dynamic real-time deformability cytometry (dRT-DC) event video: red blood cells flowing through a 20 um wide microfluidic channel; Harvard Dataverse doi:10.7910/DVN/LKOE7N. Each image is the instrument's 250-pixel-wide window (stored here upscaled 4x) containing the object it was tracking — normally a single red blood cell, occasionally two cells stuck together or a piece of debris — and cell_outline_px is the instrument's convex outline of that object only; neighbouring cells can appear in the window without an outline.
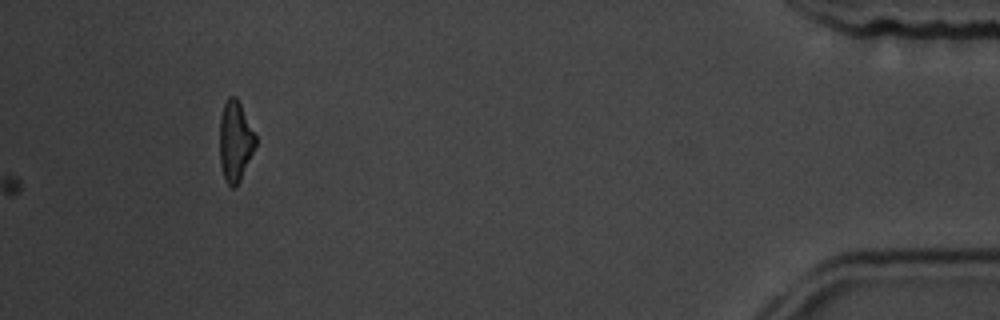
{"species": "common noctule bat (a hibernating species)", "species_latin": "Nyctalus noctula", "temperature_condition": "room temperature", "stored_images_in_passage": 19, "camera_frame_rate_fps": 3000, "um_per_image_px": 0.085, "animal": {"sex": "male", "body_mass_g": 19.5, "forearm_length_mm": 54.6}, "frame": {"image": 1, "passage_image": 19, "time_ms": 20.333, "image_size_px": [1000, 320], "cell_outline_px": [[256, 144], [240, 180], [236, 188], [232, 188], [228, 184], [224, 176], [220, 164], [220, 116], [224, 104], [228, 96], [236, 96], [256, 136]], "centroid_in_image_um": [19.98, 12.0], "position_along_channel_um": 415.2, "area_um2": 16.59}}